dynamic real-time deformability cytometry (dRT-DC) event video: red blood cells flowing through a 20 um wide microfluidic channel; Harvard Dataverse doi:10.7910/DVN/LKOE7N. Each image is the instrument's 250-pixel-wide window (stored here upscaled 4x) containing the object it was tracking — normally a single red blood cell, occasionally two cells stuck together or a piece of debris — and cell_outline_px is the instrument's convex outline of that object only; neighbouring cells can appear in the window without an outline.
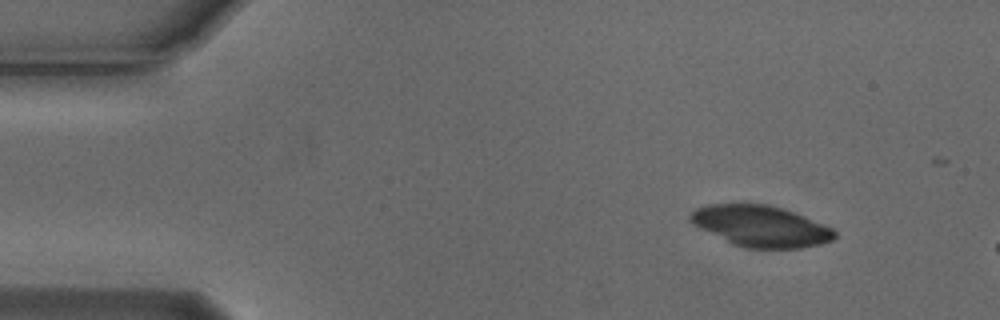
{"species": "Egyptian fruit bat (a non-hibernating species)", "species_latin": "Rousettus aegyptiacus", "temperature_condition": "cold", "stored_images_in_passage": 3, "camera_frame_rate_fps": 3000, "um_per_image_px": 0.085, "animal": {"sex": "male"}, "frame": {"image": 1, "passage_image": 1, "time_ms": 0.0, "image_size_px": [1000, 320], "cell_outline_px": [[836, 236], [832, 240], [820, 244], [800, 248], [744, 248], [732, 244], [692, 224], [688, 220], [688, 216], [696, 208], [704, 204], [744, 200], [768, 204], [804, 216], [824, 224], [832, 228], [836, 232]], "centroid_in_image_um": [64.58, 19.17], "position_along_channel_um": 20.4, "area_um2": 35.43}}